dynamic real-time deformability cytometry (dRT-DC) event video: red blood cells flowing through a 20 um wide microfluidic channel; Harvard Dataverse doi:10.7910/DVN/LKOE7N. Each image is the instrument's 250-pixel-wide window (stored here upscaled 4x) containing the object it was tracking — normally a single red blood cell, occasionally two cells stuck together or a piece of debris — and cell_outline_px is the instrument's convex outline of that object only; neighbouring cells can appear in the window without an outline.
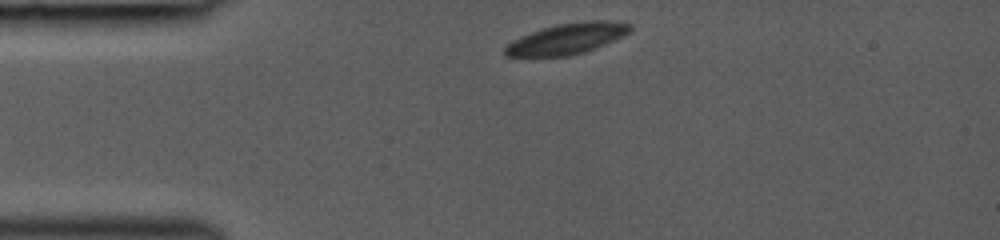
{"species": "common noctule bat (a hibernating species)", "species_latin": "Nyctalus noctula", "temperature_condition": "room temperature", "stored_images_in_passage": 32, "camera_frame_rate_fps": 3000, "um_per_image_px": 0.085, "animal": {"sex": "female", "body_mass_g": 19.0, "forearm_length_mm": 53.3}, "frame": {"image": 1, "passage_image": 1, "time_ms": 0.0, "image_size_px": [1000, 240], "cell_outline_px": [[632, 28], [624, 36], [596, 48], [584, 52], [568, 56], [504, 56], [504, 48], [512, 40], [520, 36], [556, 24], [584, 20], [604, 20], [632, 24]], "centroid_in_image_um": [48.21, 3.28], "position_along_channel_um": 36.8, "area_um2": 22.48}}
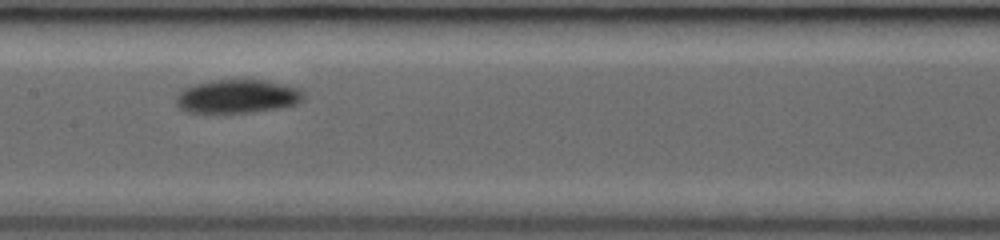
{"frame": {"image": 2, "passage_image": 14, "time_ms": 4.333, "image_size_px": [1000, 240], "cell_outline_px": [[304, 100], [296, 104], [280, 108], [248, 112], [184, 112], [176, 104], [176, 96], [184, 88], [196, 84], [216, 80], [264, 80], [300, 88], [304, 92]], "centroid_in_image_um": [20.2, 8.19], "position_along_channel_um": 187.2, "area_um2": 24.8}}
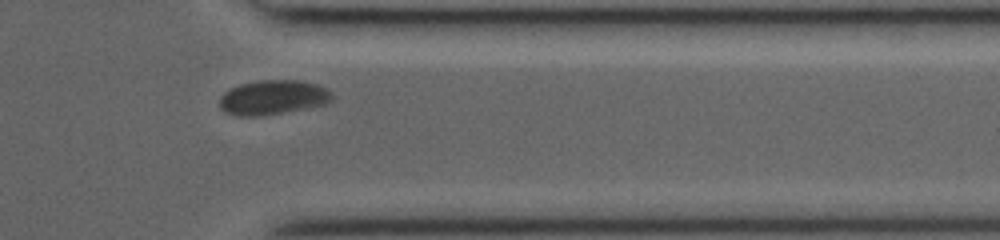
{"frame": {"image": 3, "passage_image": 28, "time_ms": 9.0, "image_size_px": [1000, 240], "cell_outline_px": [[336, 96], [328, 104], [264, 116], [236, 116], [224, 112], [220, 108], [220, 96], [224, 92], [240, 84], [260, 80], [300, 80], [320, 84], [328, 88]], "centroid_in_image_um": [23.26, 8.28], "position_along_channel_um": 388.1, "area_um2": 23.18}}